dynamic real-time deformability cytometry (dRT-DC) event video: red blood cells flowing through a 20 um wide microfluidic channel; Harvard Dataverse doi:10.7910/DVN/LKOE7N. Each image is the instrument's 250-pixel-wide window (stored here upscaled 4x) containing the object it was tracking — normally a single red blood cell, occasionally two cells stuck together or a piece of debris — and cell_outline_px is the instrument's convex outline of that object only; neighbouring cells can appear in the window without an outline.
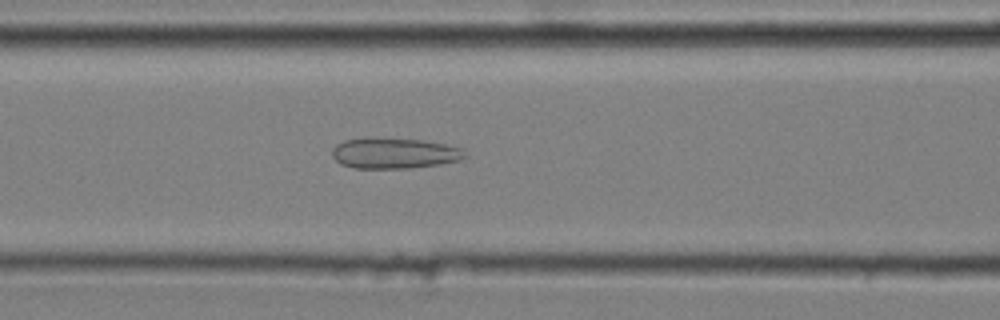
{"species": "common noctule bat (a hibernating species)", "species_latin": "Nyctalus noctula", "temperature_condition": "cold", "stored_images_in_passage": 6, "camera_frame_rate_fps": 3000, "um_per_image_px": 0.085, "animal": {"sex": "male", "body_mass_g": 20.4}, "frame": {"image": 1, "passage_image": 6, "time_ms": 1.667, "image_size_px": [1000, 320], "cell_outline_px": [[468, 156], [460, 160], [440, 164], [408, 168], [356, 168], [340, 164], [332, 156], [332, 148], [336, 144], [344, 140], [364, 136], [372, 136], [420, 140], [444, 144], [460, 148]], "centroid_in_image_um": [33.45, 13.0], "position_along_channel_um": 133.1, "area_um2": 24.1}}